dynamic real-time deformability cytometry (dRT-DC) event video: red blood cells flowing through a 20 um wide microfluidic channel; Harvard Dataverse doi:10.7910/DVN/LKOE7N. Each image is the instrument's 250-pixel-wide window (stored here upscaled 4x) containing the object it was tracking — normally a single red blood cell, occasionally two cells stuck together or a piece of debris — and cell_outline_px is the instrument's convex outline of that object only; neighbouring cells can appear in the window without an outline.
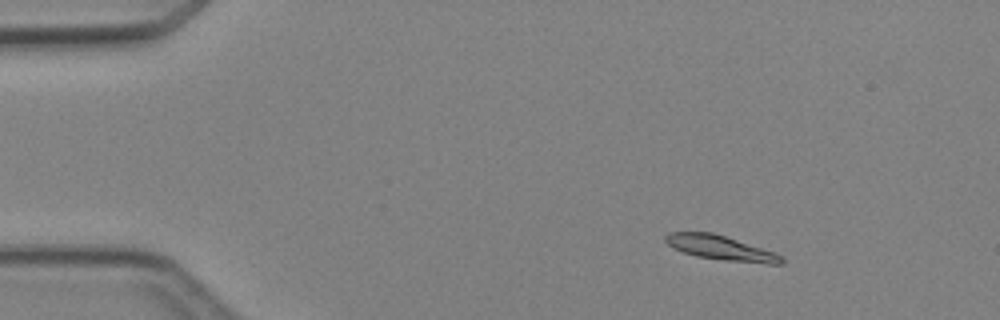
{"species": "Egyptian fruit bat (a non-hibernating species)", "species_latin": "Rousettus aegyptiacus", "temperature_condition": "cold", "stored_images_in_passage": 4, "camera_frame_rate_fps": 3000, "um_per_image_px": 0.085, "animal": {"sex": "female"}, "frame": {"image": 1, "passage_image": 2, "time_ms": 1.333, "image_size_px": [1000, 320], "cell_outline_px": [[784, 264], [768, 264], [724, 260], [696, 256], [672, 248], [664, 240], [664, 236], [668, 232], [712, 232], [776, 252], [784, 256]], "centroid_in_image_um": [61.29, 21.07], "position_along_channel_um": 23.7, "area_um2": 16.7}}